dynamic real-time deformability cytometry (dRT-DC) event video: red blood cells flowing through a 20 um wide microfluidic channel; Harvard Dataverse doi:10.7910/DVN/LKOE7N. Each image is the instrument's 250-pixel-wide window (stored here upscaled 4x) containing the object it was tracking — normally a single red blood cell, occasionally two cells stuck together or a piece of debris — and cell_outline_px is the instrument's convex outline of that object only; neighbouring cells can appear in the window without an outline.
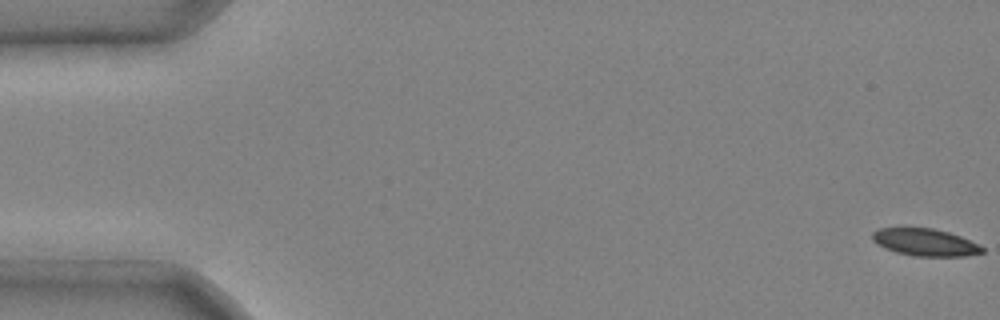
{"species": "common noctule bat (a hibernating species)", "species_latin": "Nyctalus noctula", "temperature_condition": "cold", "stored_images_in_passage": 7, "segment_of_instrument_passage": [1, 2], "camera_frame_rate_fps": 3000, "um_per_image_px": 0.085, "animal": {"sex": "male", "body_mass_g": 20.4}, "frame": {"image": 1, "passage_image": 1, "time_ms": 0.0, "image_size_px": [1000, 320], "cell_outline_px": [[984, 252], [964, 256], [912, 256], [896, 252], [884, 248], [876, 244], [872, 240], [872, 232], [880, 228], [900, 224], [904, 224], [932, 228], [948, 232], [960, 236], [984, 248]], "centroid_in_image_um": [78.51, 20.54], "position_along_channel_um": 6.5, "area_um2": 18.15}}
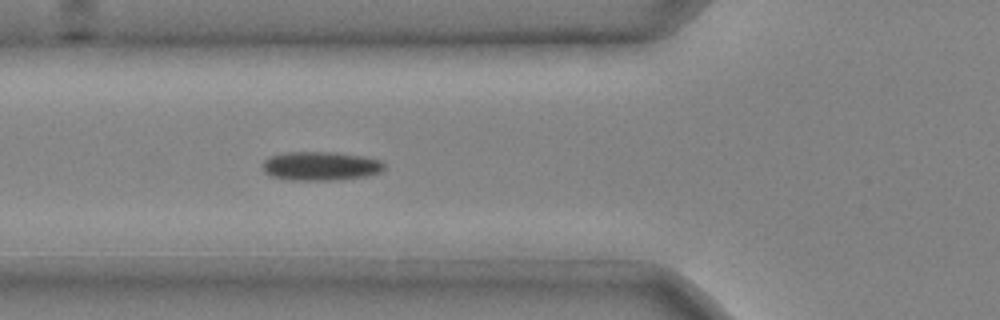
{"frame": {"image": 2, "passage_image": 6, "time_ms": 1.667, "image_size_px": [1000, 320], "cell_outline_px": [[384, 168], [380, 172], [368, 176], [332, 180], [288, 180], [272, 176], [264, 172], [264, 160], [272, 156], [284, 152], [336, 152], [360, 156], [380, 160], [384, 164]], "centroid_in_image_um": [27.25, 14.11], "position_along_channel_um": 98.5, "area_um2": 20.35}}